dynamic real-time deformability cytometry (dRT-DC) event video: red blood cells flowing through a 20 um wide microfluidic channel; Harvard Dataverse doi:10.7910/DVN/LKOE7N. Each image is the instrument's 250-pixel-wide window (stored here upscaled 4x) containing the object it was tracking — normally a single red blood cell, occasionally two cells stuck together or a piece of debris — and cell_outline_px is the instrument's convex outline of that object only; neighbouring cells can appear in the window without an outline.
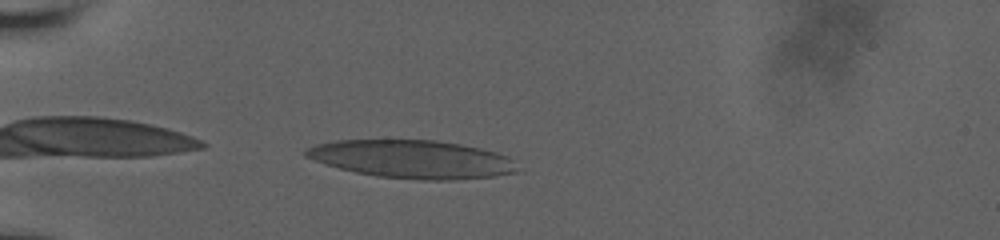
{"species": "human", "species_latin": "Homo sapiens", "temperature_condition": "room temperature", "stored_images_in_passage": 40, "camera_frame_rate_fps": 3000, "um_per_image_px": 0.085, "donor": {"sex": "male"}, "frame": {"image": 1, "passage_image": 1, "time_ms": 0.0, "image_size_px": [1000, 240], "cell_outline_px": [[516, 172], [496, 176], [452, 180], [420, 180], [376, 176], [356, 172], [324, 164], [304, 156], [304, 152], [308, 148], [316, 144], [336, 140], [436, 140], [460, 144], [480, 148], [496, 152], [508, 156], [512, 160]], "centroid_in_image_um": [35.01, 13.53], "position_along_channel_um": 50.0, "area_um2": 46.82}}
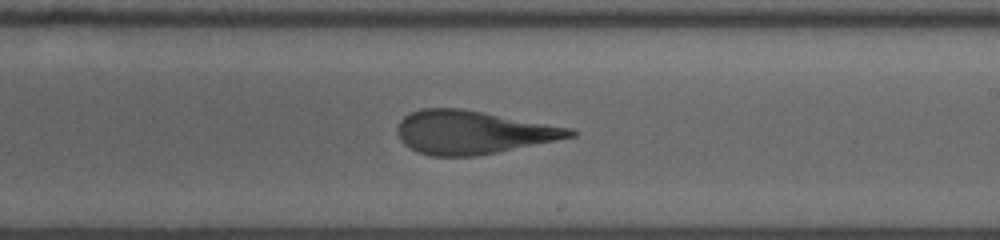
{"frame": {"image": 2, "passage_image": 19, "time_ms": 6.0, "image_size_px": [1000, 240], "cell_outline_px": [[576, 136], [476, 156], [432, 156], [420, 152], [404, 144], [400, 140], [396, 132], [396, 128], [400, 120], [404, 116], [420, 108], [460, 108], [484, 112], [572, 128], [576, 132]], "centroid_in_image_um": [40.15, 11.23], "position_along_channel_um": 248.9, "area_um2": 43.29}}
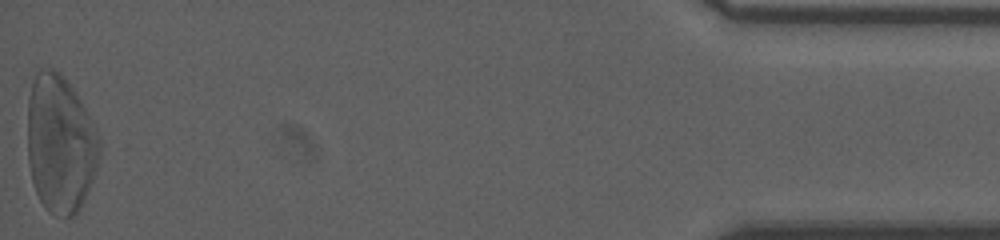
{"frame": {"image": 3, "passage_image": 40, "time_ms": 13.0, "image_size_px": [1000, 240], "cell_outline_px": [[100, 156], [92, 180], [84, 200], [76, 212], [72, 216], [64, 216], [48, 212], [44, 208], [36, 192], [32, 180], [28, 160], [28, 100], [32, 80], [36, 72], [40, 68], [52, 68], [60, 72], [76, 92], [92, 120], [100, 136]], "centroid_in_image_um": [5.12, 12.19], "position_along_channel_um": 430.1, "area_um2": 58.03}, "authors_computed_cell_mechanics": {"area_um2": 45.8932, "velocity_mm_per_s": 3.8063, "shape_relaxation_time_tau1_ms": 6.5959, "shape_relaxation_time_tau2_ms": 1.4676, "deformation_change_tau1": 0.2383, "deformation_change_tau2": 0.1153}}